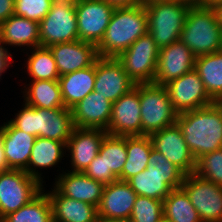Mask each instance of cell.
Here are the masks:
<instances>
[{
  "instance_id": "cell-1",
  "label": "cell",
  "mask_w": 222,
  "mask_h": 222,
  "mask_svg": "<svg viewBox=\"0 0 222 222\" xmlns=\"http://www.w3.org/2000/svg\"><path fill=\"white\" fill-rule=\"evenodd\" d=\"M176 123L196 161L222 148V102L178 114Z\"/></svg>"
},
{
  "instance_id": "cell-2",
  "label": "cell",
  "mask_w": 222,
  "mask_h": 222,
  "mask_svg": "<svg viewBox=\"0 0 222 222\" xmlns=\"http://www.w3.org/2000/svg\"><path fill=\"white\" fill-rule=\"evenodd\" d=\"M179 40L196 57L222 50V9L191 5Z\"/></svg>"
},
{
  "instance_id": "cell-3",
  "label": "cell",
  "mask_w": 222,
  "mask_h": 222,
  "mask_svg": "<svg viewBox=\"0 0 222 222\" xmlns=\"http://www.w3.org/2000/svg\"><path fill=\"white\" fill-rule=\"evenodd\" d=\"M148 33L144 3L133 7L115 8L104 38L97 46L99 57H117L137 39Z\"/></svg>"
},
{
  "instance_id": "cell-4",
  "label": "cell",
  "mask_w": 222,
  "mask_h": 222,
  "mask_svg": "<svg viewBox=\"0 0 222 222\" xmlns=\"http://www.w3.org/2000/svg\"><path fill=\"white\" fill-rule=\"evenodd\" d=\"M148 33L159 48L179 40L187 12L192 5L185 1L143 2Z\"/></svg>"
},
{
  "instance_id": "cell-5",
  "label": "cell",
  "mask_w": 222,
  "mask_h": 222,
  "mask_svg": "<svg viewBox=\"0 0 222 222\" xmlns=\"http://www.w3.org/2000/svg\"><path fill=\"white\" fill-rule=\"evenodd\" d=\"M142 136H150L176 123L178 113L170 102L168 91L163 85L139 84Z\"/></svg>"
},
{
  "instance_id": "cell-6",
  "label": "cell",
  "mask_w": 222,
  "mask_h": 222,
  "mask_svg": "<svg viewBox=\"0 0 222 222\" xmlns=\"http://www.w3.org/2000/svg\"><path fill=\"white\" fill-rule=\"evenodd\" d=\"M159 50L153 37L147 33L121 52L116 59L135 84L153 83Z\"/></svg>"
},
{
  "instance_id": "cell-7",
  "label": "cell",
  "mask_w": 222,
  "mask_h": 222,
  "mask_svg": "<svg viewBox=\"0 0 222 222\" xmlns=\"http://www.w3.org/2000/svg\"><path fill=\"white\" fill-rule=\"evenodd\" d=\"M43 184L23 170H5L0 172V220L15 212L42 190Z\"/></svg>"
},
{
  "instance_id": "cell-8",
  "label": "cell",
  "mask_w": 222,
  "mask_h": 222,
  "mask_svg": "<svg viewBox=\"0 0 222 222\" xmlns=\"http://www.w3.org/2000/svg\"><path fill=\"white\" fill-rule=\"evenodd\" d=\"M40 46L78 40L75 3L54 1L46 16L39 22Z\"/></svg>"
},
{
  "instance_id": "cell-9",
  "label": "cell",
  "mask_w": 222,
  "mask_h": 222,
  "mask_svg": "<svg viewBox=\"0 0 222 222\" xmlns=\"http://www.w3.org/2000/svg\"><path fill=\"white\" fill-rule=\"evenodd\" d=\"M181 187L202 222H222V187L196 173L185 175Z\"/></svg>"
},
{
  "instance_id": "cell-10",
  "label": "cell",
  "mask_w": 222,
  "mask_h": 222,
  "mask_svg": "<svg viewBox=\"0 0 222 222\" xmlns=\"http://www.w3.org/2000/svg\"><path fill=\"white\" fill-rule=\"evenodd\" d=\"M114 9L106 0H79L75 3L78 40L98 46Z\"/></svg>"
},
{
  "instance_id": "cell-11",
  "label": "cell",
  "mask_w": 222,
  "mask_h": 222,
  "mask_svg": "<svg viewBox=\"0 0 222 222\" xmlns=\"http://www.w3.org/2000/svg\"><path fill=\"white\" fill-rule=\"evenodd\" d=\"M164 86L168 91L170 102L178 114L207 107L215 103L208 95L195 69L169 81Z\"/></svg>"
},
{
  "instance_id": "cell-12",
  "label": "cell",
  "mask_w": 222,
  "mask_h": 222,
  "mask_svg": "<svg viewBox=\"0 0 222 222\" xmlns=\"http://www.w3.org/2000/svg\"><path fill=\"white\" fill-rule=\"evenodd\" d=\"M107 134L142 136L139 84L113 102Z\"/></svg>"
},
{
  "instance_id": "cell-13",
  "label": "cell",
  "mask_w": 222,
  "mask_h": 222,
  "mask_svg": "<svg viewBox=\"0 0 222 222\" xmlns=\"http://www.w3.org/2000/svg\"><path fill=\"white\" fill-rule=\"evenodd\" d=\"M153 148L164 155L185 175L195 173L196 160L185 142L177 123L150 135Z\"/></svg>"
},
{
  "instance_id": "cell-14",
  "label": "cell",
  "mask_w": 222,
  "mask_h": 222,
  "mask_svg": "<svg viewBox=\"0 0 222 222\" xmlns=\"http://www.w3.org/2000/svg\"><path fill=\"white\" fill-rule=\"evenodd\" d=\"M135 85L115 57H99L97 59L95 92L113 103Z\"/></svg>"
},
{
  "instance_id": "cell-15",
  "label": "cell",
  "mask_w": 222,
  "mask_h": 222,
  "mask_svg": "<svg viewBox=\"0 0 222 222\" xmlns=\"http://www.w3.org/2000/svg\"><path fill=\"white\" fill-rule=\"evenodd\" d=\"M195 60L196 56L180 40L160 48L153 83L164 86L169 81L181 77L195 69Z\"/></svg>"
},
{
  "instance_id": "cell-16",
  "label": "cell",
  "mask_w": 222,
  "mask_h": 222,
  "mask_svg": "<svg viewBox=\"0 0 222 222\" xmlns=\"http://www.w3.org/2000/svg\"><path fill=\"white\" fill-rule=\"evenodd\" d=\"M53 54L60 76L90 67L99 58L97 46L76 40L48 47Z\"/></svg>"
},
{
  "instance_id": "cell-17",
  "label": "cell",
  "mask_w": 222,
  "mask_h": 222,
  "mask_svg": "<svg viewBox=\"0 0 222 222\" xmlns=\"http://www.w3.org/2000/svg\"><path fill=\"white\" fill-rule=\"evenodd\" d=\"M106 131L75 127L68 139L66 149L71 153V172H84L98 155Z\"/></svg>"
},
{
  "instance_id": "cell-18",
  "label": "cell",
  "mask_w": 222,
  "mask_h": 222,
  "mask_svg": "<svg viewBox=\"0 0 222 222\" xmlns=\"http://www.w3.org/2000/svg\"><path fill=\"white\" fill-rule=\"evenodd\" d=\"M137 194L125 181L105 185L98 206L99 220L129 219Z\"/></svg>"
},
{
  "instance_id": "cell-19",
  "label": "cell",
  "mask_w": 222,
  "mask_h": 222,
  "mask_svg": "<svg viewBox=\"0 0 222 222\" xmlns=\"http://www.w3.org/2000/svg\"><path fill=\"white\" fill-rule=\"evenodd\" d=\"M54 188L63 196L89 203L98 208L105 185L83 172H63L57 176Z\"/></svg>"
},
{
  "instance_id": "cell-20",
  "label": "cell",
  "mask_w": 222,
  "mask_h": 222,
  "mask_svg": "<svg viewBox=\"0 0 222 222\" xmlns=\"http://www.w3.org/2000/svg\"><path fill=\"white\" fill-rule=\"evenodd\" d=\"M112 104L97 92H91L71 109L74 127L107 131Z\"/></svg>"
},
{
  "instance_id": "cell-21",
  "label": "cell",
  "mask_w": 222,
  "mask_h": 222,
  "mask_svg": "<svg viewBox=\"0 0 222 222\" xmlns=\"http://www.w3.org/2000/svg\"><path fill=\"white\" fill-rule=\"evenodd\" d=\"M0 132L8 169L26 172L36 136L17 129L10 121L0 126Z\"/></svg>"
},
{
  "instance_id": "cell-22",
  "label": "cell",
  "mask_w": 222,
  "mask_h": 222,
  "mask_svg": "<svg viewBox=\"0 0 222 222\" xmlns=\"http://www.w3.org/2000/svg\"><path fill=\"white\" fill-rule=\"evenodd\" d=\"M71 109H43L35 107V136L65 144L74 129Z\"/></svg>"
},
{
  "instance_id": "cell-23",
  "label": "cell",
  "mask_w": 222,
  "mask_h": 222,
  "mask_svg": "<svg viewBox=\"0 0 222 222\" xmlns=\"http://www.w3.org/2000/svg\"><path fill=\"white\" fill-rule=\"evenodd\" d=\"M53 222H99L97 207L61 195L55 188L47 193Z\"/></svg>"
},
{
  "instance_id": "cell-24",
  "label": "cell",
  "mask_w": 222,
  "mask_h": 222,
  "mask_svg": "<svg viewBox=\"0 0 222 222\" xmlns=\"http://www.w3.org/2000/svg\"><path fill=\"white\" fill-rule=\"evenodd\" d=\"M0 39L6 46L39 47V23L13 14L0 24Z\"/></svg>"
},
{
  "instance_id": "cell-25",
  "label": "cell",
  "mask_w": 222,
  "mask_h": 222,
  "mask_svg": "<svg viewBox=\"0 0 222 222\" xmlns=\"http://www.w3.org/2000/svg\"><path fill=\"white\" fill-rule=\"evenodd\" d=\"M96 62L94 65L59 77L64 106L72 109L94 91Z\"/></svg>"
},
{
  "instance_id": "cell-26",
  "label": "cell",
  "mask_w": 222,
  "mask_h": 222,
  "mask_svg": "<svg viewBox=\"0 0 222 222\" xmlns=\"http://www.w3.org/2000/svg\"><path fill=\"white\" fill-rule=\"evenodd\" d=\"M65 149L66 144L63 142L36 137L31 150L29 163L26 167V172L29 176L37 179L43 184V178L36 168L43 169L50 168L52 166L54 167L59 161L62 160L64 154L66 153Z\"/></svg>"
},
{
  "instance_id": "cell-27",
  "label": "cell",
  "mask_w": 222,
  "mask_h": 222,
  "mask_svg": "<svg viewBox=\"0 0 222 222\" xmlns=\"http://www.w3.org/2000/svg\"><path fill=\"white\" fill-rule=\"evenodd\" d=\"M184 177H160L150 173L147 168L131 177L127 183L139 196L164 200L176 188L181 187Z\"/></svg>"
},
{
  "instance_id": "cell-28",
  "label": "cell",
  "mask_w": 222,
  "mask_h": 222,
  "mask_svg": "<svg viewBox=\"0 0 222 222\" xmlns=\"http://www.w3.org/2000/svg\"><path fill=\"white\" fill-rule=\"evenodd\" d=\"M195 70L208 95L215 102H222V50L196 57Z\"/></svg>"
},
{
  "instance_id": "cell-29",
  "label": "cell",
  "mask_w": 222,
  "mask_h": 222,
  "mask_svg": "<svg viewBox=\"0 0 222 222\" xmlns=\"http://www.w3.org/2000/svg\"><path fill=\"white\" fill-rule=\"evenodd\" d=\"M24 103L43 109L65 108L59 81H31L23 91Z\"/></svg>"
},
{
  "instance_id": "cell-30",
  "label": "cell",
  "mask_w": 222,
  "mask_h": 222,
  "mask_svg": "<svg viewBox=\"0 0 222 222\" xmlns=\"http://www.w3.org/2000/svg\"><path fill=\"white\" fill-rule=\"evenodd\" d=\"M152 148L150 136H126L127 160L121 173V181L127 182L146 169Z\"/></svg>"
},
{
  "instance_id": "cell-31",
  "label": "cell",
  "mask_w": 222,
  "mask_h": 222,
  "mask_svg": "<svg viewBox=\"0 0 222 222\" xmlns=\"http://www.w3.org/2000/svg\"><path fill=\"white\" fill-rule=\"evenodd\" d=\"M163 219L168 222H202L182 187L173 189L163 200Z\"/></svg>"
},
{
  "instance_id": "cell-32",
  "label": "cell",
  "mask_w": 222,
  "mask_h": 222,
  "mask_svg": "<svg viewBox=\"0 0 222 222\" xmlns=\"http://www.w3.org/2000/svg\"><path fill=\"white\" fill-rule=\"evenodd\" d=\"M44 192L43 188L29 203L7 214L0 222H53L51 203Z\"/></svg>"
},
{
  "instance_id": "cell-33",
  "label": "cell",
  "mask_w": 222,
  "mask_h": 222,
  "mask_svg": "<svg viewBox=\"0 0 222 222\" xmlns=\"http://www.w3.org/2000/svg\"><path fill=\"white\" fill-rule=\"evenodd\" d=\"M106 164V174H114L121 181V173L127 160L126 136L106 134L99 153Z\"/></svg>"
},
{
  "instance_id": "cell-34",
  "label": "cell",
  "mask_w": 222,
  "mask_h": 222,
  "mask_svg": "<svg viewBox=\"0 0 222 222\" xmlns=\"http://www.w3.org/2000/svg\"><path fill=\"white\" fill-rule=\"evenodd\" d=\"M31 55H28L27 72L32 81L37 80H54L58 81L60 75L58 73L56 62L52 52L48 47H35L31 49Z\"/></svg>"
},
{
  "instance_id": "cell-35",
  "label": "cell",
  "mask_w": 222,
  "mask_h": 222,
  "mask_svg": "<svg viewBox=\"0 0 222 222\" xmlns=\"http://www.w3.org/2000/svg\"><path fill=\"white\" fill-rule=\"evenodd\" d=\"M163 219V200L137 195L129 220L131 222H160Z\"/></svg>"
},
{
  "instance_id": "cell-36",
  "label": "cell",
  "mask_w": 222,
  "mask_h": 222,
  "mask_svg": "<svg viewBox=\"0 0 222 222\" xmlns=\"http://www.w3.org/2000/svg\"><path fill=\"white\" fill-rule=\"evenodd\" d=\"M195 173L222 187V148L200 157L196 161Z\"/></svg>"
},
{
  "instance_id": "cell-37",
  "label": "cell",
  "mask_w": 222,
  "mask_h": 222,
  "mask_svg": "<svg viewBox=\"0 0 222 222\" xmlns=\"http://www.w3.org/2000/svg\"><path fill=\"white\" fill-rule=\"evenodd\" d=\"M53 2L54 0H14V14L39 23Z\"/></svg>"
},
{
  "instance_id": "cell-38",
  "label": "cell",
  "mask_w": 222,
  "mask_h": 222,
  "mask_svg": "<svg viewBox=\"0 0 222 222\" xmlns=\"http://www.w3.org/2000/svg\"><path fill=\"white\" fill-rule=\"evenodd\" d=\"M147 170L160 177H185V174L164 155L152 148L149 156Z\"/></svg>"
},
{
  "instance_id": "cell-39",
  "label": "cell",
  "mask_w": 222,
  "mask_h": 222,
  "mask_svg": "<svg viewBox=\"0 0 222 222\" xmlns=\"http://www.w3.org/2000/svg\"><path fill=\"white\" fill-rule=\"evenodd\" d=\"M83 173L104 185L118 180L114 174H106V164L99 154L90 162Z\"/></svg>"
},
{
  "instance_id": "cell-40",
  "label": "cell",
  "mask_w": 222,
  "mask_h": 222,
  "mask_svg": "<svg viewBox=\"0 0 222 222\" xmlns=\"http://www.w3.org/2000/svg\"><path fill=\"white\" fill-rule=\"evenodd\" d=\"M24 107L10 122L19 130L35 136V107L23 103Z\"/></svg>"
},
{
  "instance_id": "cell-41",
  "label": "cell",
  "mask_w": 222,
  "mask_h": 222,
  "mask_svg": "<svg viewBox=\"0 0 222 222\" xmlns=\"http://www.w3.org/2000/svg\"><path fill=\"white\" fill-rule=\"evenodd\" d=\"M4 44L5 43L0 39V78L2 76V73H4L7 68H9V63L13 58L8 51V48H6Z\"/></svg>"
},
{
  "instance_id": "cell-42",
  "label": "cell",
  "mask_w": 222,
  "mask_h": 222,
  "mask_svg": "<svg viewBox=\"0 0 222 222\" xmlns=\"http://www.w3.org/2000/svg\"><path fill=\"white\" fill-rule=\"evenodd\" d=\"M14 14V0H0V24Z\"/></svg>"
},
{
  "instance_id": "cell-43",
  "label": "cell",
  "mask_w": 222,
  "mask_h": 222,
  "mask_svg": "<svg viewBox=\"0 0 222 222\" xmlns=\"http://www.w3.org/2000/svg\"><path fill=\"white\" fill-rule=\"evenodd\" d=\"M115 8L133 7L143 3V0H106Z\"/></svg>"
},
{
  "instance_id": "cell-44",
  "label": "cell",
  "mask_w": 222,
  "mask_h": 222,
  "mask_svg": "<svg viewBox=\"0 0 222 222\" xmlns=\"http://www.w3.org/2000/svg\"><path fill=\"white\" fill-rule=\"evenodd\" d=\"M9 170L6 164V159L4 156V148H3V141L1 139V132H0V172Z\"/></svg>"
},
{
  "instance_id": "cell-45",
  "label": "cell",
  "mask_w": 222,
  "mask_h": 222,
  "mask_svg": "<svg viewBox=\"0 0 222 222\" xmlns=\"http://www.w3.org/2000/svg\"><path fill=\"white\" fill-rule=\"evenodd\" d=\"M202 5L222 9V0H202Z\"/></svg>"
},
{
  "instance_id": "cell-46",
  "label": "cell",
  "mask_w": 222,
  "mask_h": 222,
  "mask_svg": "<svg viewBox=\"0 0 222 222\" xmlns=\"http://www.w3.org/2000/svg\"><path fill=\"white\" fill-rule=\"evenodd\" d=\"M99 222H131L129 219L99 220Z\"/></svg>"
},
{
  "instance_id": "cell-47",
  "label": "cell",
  "mask_w": 222,
  "mask_h": 222,
  "mask_svg": "<svg viewBox=\"0 0 222 222\" xmlns=\"http://www.w3.org/2000/svg\"><path fill=\"white\" fill-rule=\"evenodd\" d=\"M179 1H185V2L191 3L192 5H195V4L202 5V0H179Z\"/></svg>"
},
{
  "instance_id": "cell-48",
  "label": "cell",
  "mask_w": 222,
  "mask_h": 222,
  "mask_svg": "<svg viewBox=\"0 0 222 222\" xmlns=\"http://www.w3.org/2000/svg\"><path fill=\"white\" fill-rule=\"evenodd\" d=\"M164 1H179V0H143V2H164Z\"/></svg>"
},
{
  "instance_id": "cell-49",
  "label": "cell",
  "mask_w": 222,
  "mask_h": 222,
  "mask_svg": "<svg viewBox=\"0 0 222 222\" xmlns=\"http://www.w3.org/2000/svg\"><path fill=\"white\" fill-rule=\"evenodd\" d=\"M54 1H69L72 3H77L79 0H54Z\"/></svg>"
},
{
  "instance_id": "cell-50",
  "label": "cell",
  "mask_w": 222,
  "mask_h": 222,
  "mask_svg": "<svg viewBox=\"0 0 222 222\" xmlns=\"http://www.w3.org/2000/svg\"><path fill=\"white\" fill-rule=\"evenodd\" d=\"M160 222H168V221H166L165 219H162Z\"/></svg>"
}]
</instances>
